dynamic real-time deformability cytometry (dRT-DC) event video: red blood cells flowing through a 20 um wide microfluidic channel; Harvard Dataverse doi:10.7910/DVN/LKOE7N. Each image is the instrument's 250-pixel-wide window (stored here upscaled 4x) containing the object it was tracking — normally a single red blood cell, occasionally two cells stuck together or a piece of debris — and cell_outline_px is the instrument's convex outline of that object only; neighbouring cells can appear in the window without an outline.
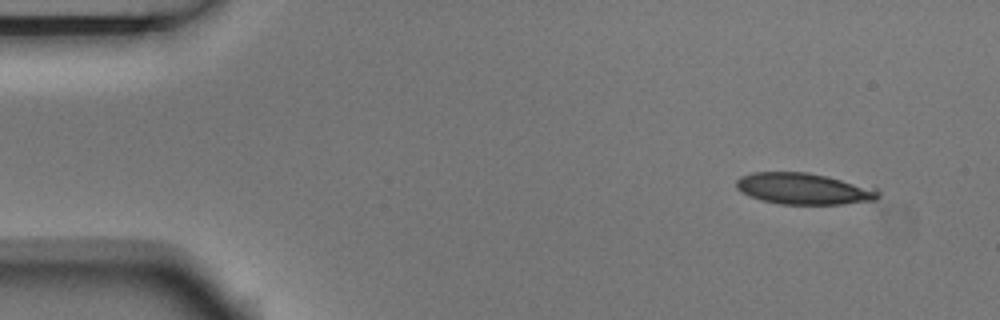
{"species": "Egyptian fruit bat (a non-hibernating species)", "species_latin": "Rousettus aegyptiacus", "temperature_condition": "room temperature", "stored_images_in_passage": 3, "camera_frame_rate_fps": 3000, "um_per_image_px": 0.085, "animal": {"sex": "male"}, "frame": {"image": 1, "passage_image": 1, "time_ms": 0.0, "image_size_px": [1000, 320], "cell_outline_px": [[880, 196], [876, 200], [840, 204], [780, 204], [760, 200], [736, 188], [736, 180], [740, 176], [752, 172], [808, 172], [876, 188], [880, 192]], "centroid_in_image_um": [68.31, 16.04], "position_along_channel_um": 16.7, "area_um2": 25.78}}